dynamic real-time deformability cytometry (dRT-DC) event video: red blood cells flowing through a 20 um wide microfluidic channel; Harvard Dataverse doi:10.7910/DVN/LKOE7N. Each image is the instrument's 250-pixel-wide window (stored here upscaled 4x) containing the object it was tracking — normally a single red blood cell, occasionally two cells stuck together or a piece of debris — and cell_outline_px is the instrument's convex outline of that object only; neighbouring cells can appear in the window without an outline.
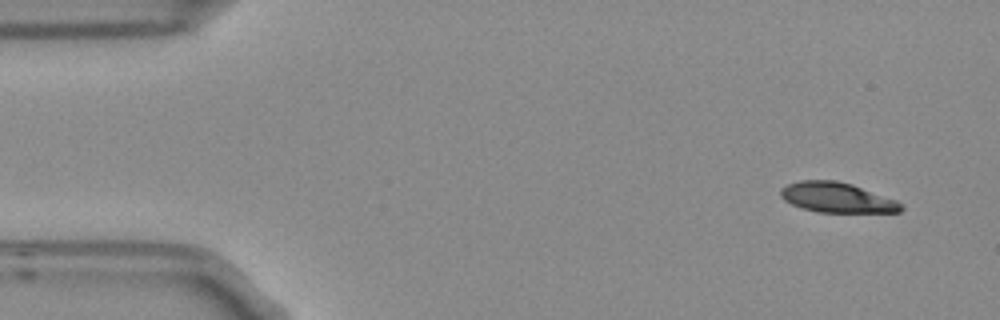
{"species": "Egyptian fruit bat (a non-hibernating species)", "species_latin": "Rousettus aegyptiacus", "temperature_condition": "room temperature", "stored_images_in_passage": 5, "camera_frame_rate_fps": 3000, "um_per_image_px": 0.085, "frame": {"image": 1, "passage_image": 2, "time_ms": 0.333, "image_size_px": [1000, 320], "cell_outline_px": [[904, 208], [900, 212], [816, 212], [792, 204], [784, 200], [780, 196], [780, 188], [788, 184], [800, 180], [836, 180], [852, 184], [896, 200], [904, 204]], "centroid_in_image_um": [71.15, 16.79], "position_along_channel_um": 13.9, "area_um2": 21.1}}
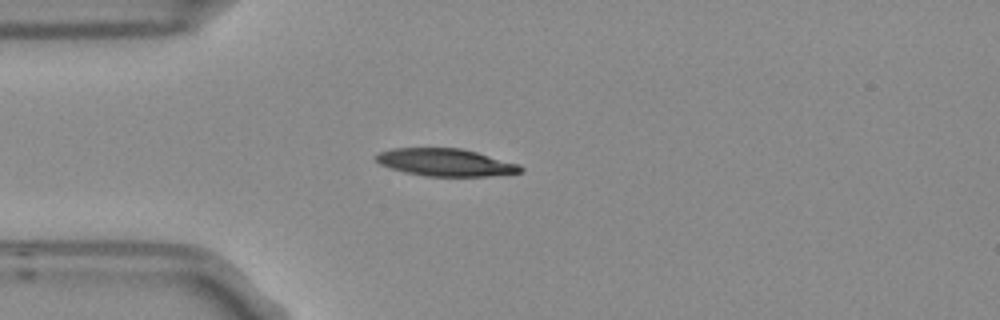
{"frame": {"image": 2, "passage_image": 4, "time_ms": 1.0, "image_size_px": [1000, 320], "cell_outline_px": [[524, 172], [488, 176], [424, 176], [404, 172], [380, 164], [376, 160], [376, 156], [380, 152], [392, 148], [460, 148], [476, 152], [520, 164], [524, 168]], "centroid_in_image_um": [37.91, 13.81], "position_along_channel_um": 47.1, "area_um2": 23.06}}